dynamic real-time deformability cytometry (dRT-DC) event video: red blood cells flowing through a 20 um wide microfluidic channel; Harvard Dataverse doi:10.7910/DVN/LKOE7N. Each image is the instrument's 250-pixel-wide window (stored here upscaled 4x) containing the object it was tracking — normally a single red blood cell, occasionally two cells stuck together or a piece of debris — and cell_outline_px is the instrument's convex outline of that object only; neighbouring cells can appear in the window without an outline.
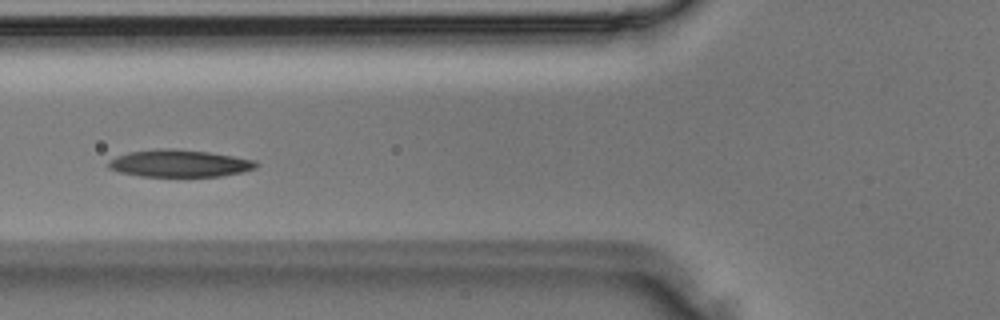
{"species": "Egyptian fruit bat (a non-hibernating species)", "species_latin": "Rousettus aegyptiacus", "temperature_condition": "room temperature", "stored_images_in_passage": 4, "camera_frame_rate_fps": 3000, "um_per_image_px": 0.085, "animal": {"sex": "male"}, "frame": {"image": 1, "passage_image": 4, "time_ms": 1.0, "image_size_px": [1000, 320], "cell_outline_px": [[260, 164], [256, 168], [240, 172], [220, 176], [140, 176], [120, 172], [108, 168], [108, 160], [116, 156], [128, 152], [156, 148], [172, 148], [208, 152], [256, 160]], "centroid_in_image_um": [15.22, 13.88], "position_along_channel_um": 110.6, "area_um2": 23.47}}